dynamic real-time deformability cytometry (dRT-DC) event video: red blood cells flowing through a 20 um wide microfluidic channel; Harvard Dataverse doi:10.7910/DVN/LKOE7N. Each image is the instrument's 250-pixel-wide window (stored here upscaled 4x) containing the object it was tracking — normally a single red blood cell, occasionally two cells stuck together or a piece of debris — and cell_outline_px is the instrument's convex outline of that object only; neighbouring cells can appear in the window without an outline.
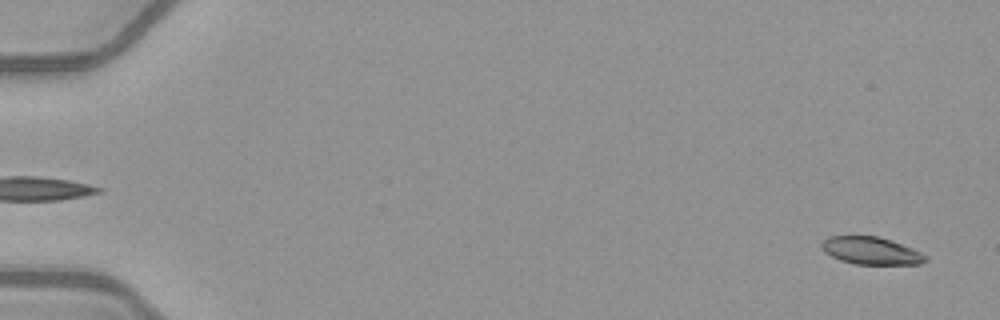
{"species": "common noctule bat (a hibernating species)", "species_latin": "Nyctalus noctula", "temperature_condition": "warm", "stored_images_in_passage": 38, "camera_frame_rate_fps": 3000, "um_per_image_px": 0.085, "animal": {"sex": "female", "body_mass_g": 21.9}, "frame": {"image": 1, "passage_image": 2, "time_ms": 0.333, "image_size_px": [1000, 320], "cell_outline_px": [[928, 260], [920, 264], [856, 264], [840, 260], [824, 252], [820, 248], [820, 244], [828, 236], [880, 236], [892, 240], [912, 248], [928, 256]], "centroid_in_image_um": [74.04, 21.3], "position_along_channel_um": 11.0, "area_um2": 16.76}}
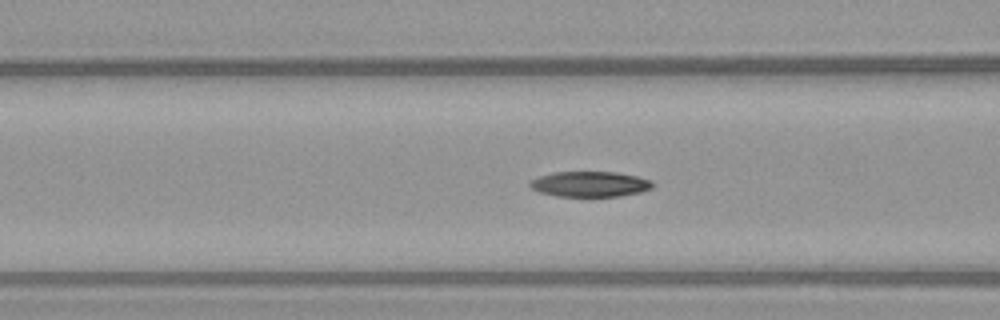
{"frame": {"image": 2, "passage_image": 22, "time_ms": 7.0, "image_size_px": [1000, 320], "cell_outline_px": [[652, 188], [640, 192], [620, 196], [556, 196], [540, 192], [532, 188], [528, 184], [532, 180], [540, 176], [552, 172], [616, 172], [636, 176], [652, 180]], "centroid_in_image_um": [50.15, 15.64], "position_along_channel_um": 116.5, "area_um2": 18.03}}
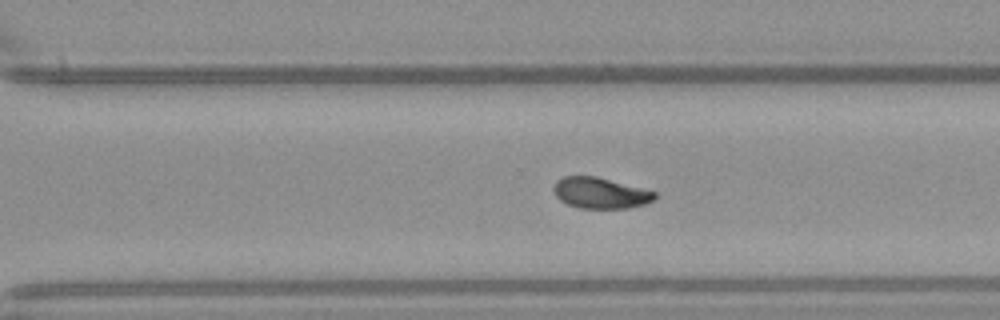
{"frame": {"image": 3, "passage_image": 37, "time_ms": 12.0, "image_size_px": [1000, 320], "cell_outline_px": [[656, 196], [652, 200], [644, 204], [628, 208], [580, 208], [568, 204], [560, 200], [556, 196], [552, 188], [556, 180], [564, 176], [596, 176], [656, 192]], "centroid_in_image_um": [50.98, 16.4], "position_along_channel_um": 319.6, "area_um2": 18.09}}